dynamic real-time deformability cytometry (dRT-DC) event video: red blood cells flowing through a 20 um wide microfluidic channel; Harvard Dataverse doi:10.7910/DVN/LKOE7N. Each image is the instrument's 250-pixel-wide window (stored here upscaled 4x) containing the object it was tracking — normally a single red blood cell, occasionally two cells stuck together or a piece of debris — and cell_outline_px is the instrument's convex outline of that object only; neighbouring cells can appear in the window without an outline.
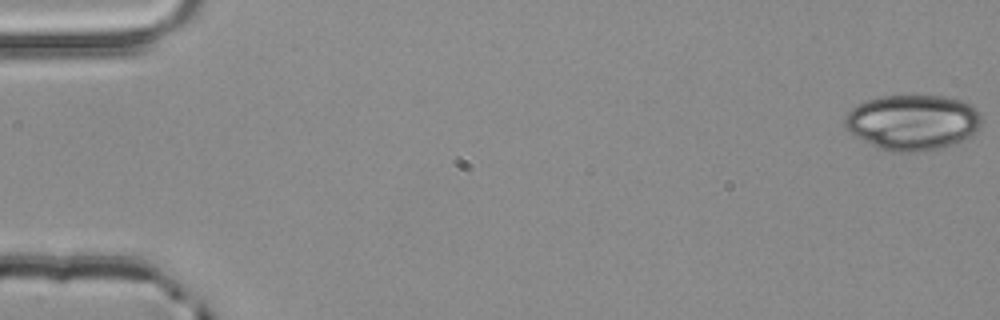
{"species": "common noctule bat (a hibernating species)", "species_latin": "Nyctalus noctula", "temperature_condition": "room temperature", "stored_images_in_passage": 54, "camera_frame_rate_fps": 3000, "um_per_image_px": 0.085, "animal": {"sex": "male", "body_mass_g": 20.4}, "frame": {"image": 1, "passage_image": 1, "time_ms": 0.0, "image_size_px": [1000, 320], "cell_outline_px": [[984, 120], [980, 128], [976, 132], [952, 144], [940, 148], [916, 152], [892, 152], [876, 148], [856, 136], [844, 128], [844, 120], [848, 112], [856, 104], [880, 96], [944, 96], [964, 100], [972, 104], [980, 112]], "centroid_in_image_um": [77.6, 10.39], "position_along_channel_um": 7.4, "area_um2": 44.62}}
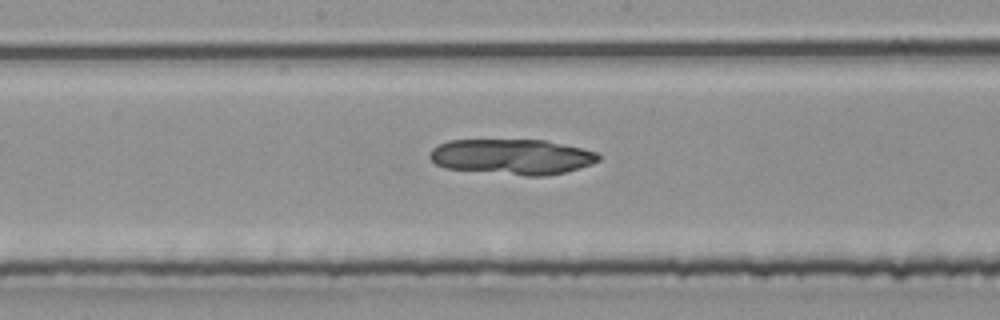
{"frame": {"image": 2, "passage_image": 29, "time_ms": 9.333, "image_size_px": [1000, 320], "cell_outline_px": [[600, 160], [592, 164], [564, 172], [544, 176], [524, 176], [444, 168], [436, 164], [428, 156], [428, 152], [432, 148], [448, 140], [544, 140], [580, 148], [596, 152], [600, 156]], "centroid_in_image_um": [43.49, 13.33], "position_along_channel_um": 204.7, "area_um2": 34.85}}
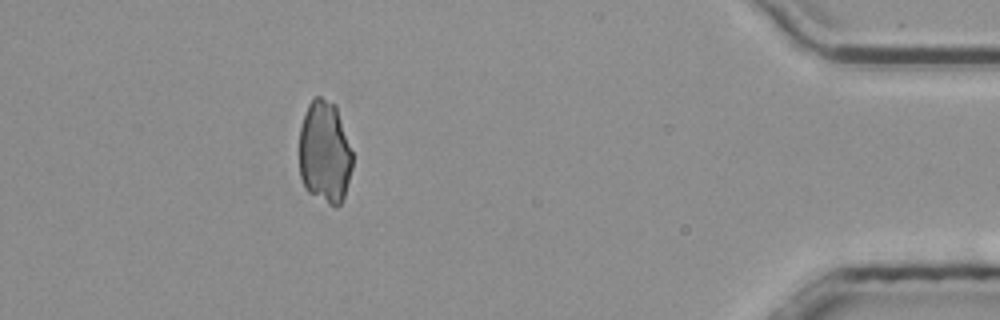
{"frame": {"image": 3, "passage_image": 49, "time_ms": 16.0, "image_size_px": [1000, 320], "cell_outline_px": [[352, 168], [344, 200], [336, 208], [328, 204], [308, 192], [304, 188], [300, 176], [300, 128], [308, 104], [316, 96], [320, 96], [336, 104], [352, 152]], "centroid_in_image_um": [27.61, 12.97], "position_along_channel_um": 407.6, "area_um2": 32.08}}